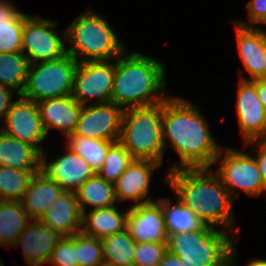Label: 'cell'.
Instances as JSON below:
<instances>
[{"label": "cell", "instance_id": "6da1fadb", "mask_svg": "<svg viewBox=\"0 0 266 266\" xmlns=\"http://www.w3.org/2000/svg\"><path fill=\"white\" fill-rule=\"evenodd\" d=\"M208 122L190 101L169 96L162 102V137L164 150L167 140L180 156V165L173 164L168 171L182 168H211L221 149L213 139Z\"/></svg>", "mask_w": 266, "mask_h": 266}, {"label": "cell", "instance_id": "7a4b0ae2", "mask_svg": "<svg viewBox=\"0 0 266 266\" xmlns=\"http://www.w3.org/2000/svg\"><path fill=\"white\" fill-rule=\"evenodd\" d=\"M212 170V171H211ZM182 168L168 171L166 182L179 201L205 225L232 229L233 199L213 169ZM231 227V228H230Z\"/></svg>", "mask_w": 266, "mask_h": 266}, {"label": "cell", "instance_id": "3957f363", "mask_svg": "<svg viewBox=\"0 0 266 266\" xmlns=\"http://www.w3.org/2000/svg\"><path fill=\"white\" fill-rule=\"evenodd\" d=\"M124 53L116 58L111 103L125 110L166 100L164 65L139 52Z\"/></svg>", "mask_w": 266, "mask_h": 266}, {"label": "cell", "instance_id": "277c9868", "mask_svg": "<svg viewBox=\"0 0 266 266\" xmlns=\"http://www.w3.org/2000/svg\"><path fill=\"white\" fill-rule=\"evenodd\" d=\"M225 230L205 225L198 231L169 234L167 249L192 266H234L236 246Z\"/></svg>", "mask_w": 266, "mask_h": 266}, {"label": "cell", "instance_id": "5b68a950", "mask_svg": "<svg viewBox=\"0 0 266 266\" xmlns=\"http://www.w3.org/2000/svg\"><path fill=\"white\" fill-rule=\"evenodd\" d=\"M64 37L66 43L71 44L66 52L78 62L80 55L84 56L83 62L110 61L125 52L124 45L108 22L90 9L69 25Z\"/></svg>", "mask_w": 266, "mask_h": 266}, {"label": "cell", "instance_id": "8992f818", "mask_svg": "<svg viewBox=\"0 0 266 266\" xmlns=\"http://www.w3.org/2000/svg\"><path fill=\"white\" fill-rule=\"evenodd\" d=\"M119 142L134 159L163 163L162 102L125 109Z\"/></svg>", "mask_w": 266, "mask_h": 266}, {"label": "cell", "instance_id": "52a82bcc", "mask_svg": "<svg viewBox=\"0 0 266 266\" xmlns=\"http://www.w3.org/2000/svg\"><path fill=\"white\" fill-rule=\"evenodd\" d=\"M78 61L70 54L47 62L30 64L24 90L20 96L36 103L72 95Z\"/></svg>", "mask_w": 266, "mask_h": 266}, {"label": "cell", "instance_id": "ba28073f", "mask_svg": "<svg viewBox=\"0 0 266 266\" xmlns=\"http://www.w3.org/2000/svg\"><path fill=\"white\" fill-rule=\"evenodd\" d=\"M225 151V152H224ZM220 149L216 164L221 160L220 167L216 174L222 181V184L229 191L230 196L234 199L237 189L242 190L249 196H259L266 193V185L260 175L254 156L232 148Z\"/></svg>", "mask_w": 266, "mask_h": 266}, {"label": "cell", "instance_id": "9c48e42d", "mask_svg": "<svg viewBox=\"0 0 266 266\" xmlns=\"http://www.w3.org/2000/svg\"><path fill=\"white\" fill-rule=\"evenodd\" d=\"M57 25L56 21L43 19L39 15H24L22 53L30 64L55 60L67 53L65 41L55 31Z\"/></svg>", "mask_w": 266, "mask_h": 266}, {"label": "cell", "instance_id": "30bf717a", "mask_svg": "<svg viewBox=\"0 0 266 266\" xmlns=\"http://www.w3.org/2000/svg\"><path fill=\"white\" fill-rule=\"evenodd\" d=\"M115 63L108 61H79L74 73L72 97L81 105L111 102Z\"/></svg>", "mask_w": 266, "mask_h": 266}, {"label": "cell", "instance_id": "8fae6325", "mask_svg": "<svg viewBox=\"0 0 266 266\" xmlns=\"http://www.w3.org/2000/svg\"><path fill=\"white\" fill-rule=\"evenodd\" d=\"M124 110L114 103L83 105L71 135L118 142Z\"/></svg>", "mask_w": 266, "mask_h": 266}, {"label": "cell", "instance_id": "7c38bea8", "mask_svg": "<svg viewBox=\"0 0 266 266\" xmlns=\"http://www.w3.org/2000/svg\"><path fill=\"white\" fill-rule=\"evenodd\" d=\"M13 101L5 116L6 127L1 129L13 138L35 146L41 153L44 151L37 145L46 138L37 103L18 96ZM38 146V147H37Z\"/></svg>", "mask_w": 266, "mask_h": 266}, {"label": "cell", "instance_id": "4fadbf2b", "mask_svg": "<svg viewBox=\"0 0 266 266\" xmlns=\"http://www.w3.org/2000/svg\"><path fill=\"white\" fill-rule=\"evenodd\" d=\"M239 81L237 115L244 141L266 140V113L260 102L256 86L245 78Z\"/></svg>", "mask_w": 266, "mask_h": 266}, {"label": "cell", "instance_id": "5bb4252c", "mask_svg": "<svg viewBox=\"0 0 266 266\" xmlns=\"http://www.w3.org/2000/svg\"><path fill=\"white\" fill-rule=\"evenodd\" d=\"M126 229L136 243L167 242L164 216L157 200L131 206Z\"/></svg>", "mask_w": 266, "mask_h": 266}, {"label": "cell", "instance_id": "9a60e30c", "mask_svg": "<svg viewBox=\"0 0 266 266\" xmlns=\"http://www.w3.org/2000/svg\"><path fill=\"white\" fill-rule=\"evenodd\" d=\"M66 148L67 153L51 163L46 161L44 152L41 153L40 172L56 181L65 191L76 192L95 171L82 156L68 146Z\"/></svg>", "mask_w": 266, "mask_h": 266}, {"label": "cell", "instance_id": "2e32d148", "mask_svg": "<svg viewBox=\"0 0 266 266\" xmlns=\"http://www.w3.org/2000/svg\"><path fill=\"white\" fill-rule=\"evenodd\" d=\"M161 165L153 160L134 159L114 183L116 200H134L136 205L154 201L150 197L146 199V196L149 194V183L153 170Z\"/></svg>", "mask_w": 266, "mask_h": 266}, {"label": "cell", "instance_id": "e0dca14e", "mask_svg": "<svg viewBox=\"0 0 266 266\" xmlns=\"http://www.w3.org/2000/svg\"><path fill=\"white\" fill-rule=\"evenodd\" d=\"M61 236L40 220L29 222L18 236L14 246L22 245L23 255L28 266H41L48 263L51 253Z\"/></svg>", "mask_w": 266, "mask_h": 266}, {"label": "cell", "instance_id": "ac0fdd59", "mask_svg": "<svg viewBox=\"0 0 266 266\" xmlns=\"http://www.w3.org/2000/svg\"><path fill=\"white\" fill-rule=\"evenodd\" d=\"M37 106L46 133L58 129L67 138L75 131L83 105L69 95L40 101Z\"/></svg>", "mask_w": 266, "mask_h": 266}, {"label": "cell", "instance_id": "d6986e66", "mask_svg": "<svg viewBox=\"0 0 266 266\" xmlns=\"http://www.w3.org/2000/svg\"><path fill=\"white\" fill-rule=\"evenodd\" d=\"M240 59L251 76L250 81L260 79L266 64V32L256 27H236Z\"/></svg>", "mask_w": 266, "mask_h": 266}, {"label": "cell", "instance_id": "ffe728a7", "mask_svg": "<svg viewBox=\"0 0 266 266\" xmlns=\"http://www.w3.org/2000/svg\"><path fill=\"white\" fill-rule=\"evenodd\" d=\"M62 236H72L81 231L82 213L75 192L64 191L39 219Z\"/></svg>", "mask_w": 266, "mask_h": 266}, {"label": "cell", "instance_id": "44dd1931", "mask_svg": "<svg viewBox=\"0 0 266 266\" xmlns=\"http://www.w3.org/2000/svg\"><path fill=\"white\" fill-rule=\"evenodd\" d=\"M64 191L56 181L39 171L33 176L21 202L29 217L39 220Z\"/></svg>", "mask_w": 266, "mask_h": 266}, {"label": "cell", "instance_id": "7402d4cb", "mask_svg": "<svg viewBox=\"0 0 266 266\" xmlns=\"http://www.w3.org/2000/svg\"><path fill=\"white\" fill-rule=\"evenodd\" d=\"M86 213H82L81 227V232L85 235L103 240L126 229L128 210L126 213L119 212L114 205Z\"/></svg>", "mask_w": 266, "mask_h": 266}, {"label": "cell", "instance_id": "603a6c76", "mask_svg": "<svg viewBox=\"0 0 266 266\" xmlns=\"http://www.w3.org/2000/svg\"><path fill=\"white\" fill-rule=\"evenodd\" d=\"M41 152L0 130V166L17 169H40Z\"/></svg>", "mask_w": 266, "mask_h": 266}, {"label": "cell", "instance_id": "cb8c5ba5", "mask_svg": "<svg viewBox=\"0 0 266 266\" xmlns=\"http://www.w3.org/2000/svg\"><path fill=\"white\" fill-rule=\"evenodd\" d=\"M30 221L21 201L0 200V246H13Z\"/></svg>", "mask_w": 266, "mask_h": 266}, {"label": "cell", "instance_id": "d4e9b609", "mask_svg": "<svg viewBox=\"0 0 266 266\" xmlns=\"http://www.w3.org/2000/svg\"><path fill=\"white\" fill-rule=\"evenodd\" d=\"M81 213H85L86 205L92 210L114 206L116 203L114 184L107 182L97 173L88 178L75 192Z\"/></svg>", "mask_w": 266, "mask_h": 266}, {"label": "cell", "instance_id": "484cf974", "mask_svg": "<svg viewBox=\"0 0 266 266\" xmlns=\"http://www.w3.org/2000/svg\"><path fill=\"white\" fill-rule=\"evenodd\" d=\"M161 205L167 234L177 232L188 233L202 229L205 224L202 222L191 209L184 206L179 199L172 206V202L168 199H158Z\"/></svg>", "mask_w": 266, "mask_h": 266}, {"label": "cell", "instance_id": "4316f807", "mask_svg": "<svg viewBox=\"0 0 266 266\" xmlns=\"http://www.w3.org/2000/svg\"><path fill=\"white\" fill-rule=\"evenodd\" d=\"M29 67L30 62L22 52L0 53V85L17 90V96L21 95Z\"/></svg>", "mask_w": 266, "mask_h": 266}, {"label": "cell", "instance_id": "83f0119b", "mask_svg": "<svg viewBox=\"0 0 266 266\" xmlns=\"http://www.w3.org/2000/svg\"><path fill=\"white\" fill-rule=\"evenodd\" d=\"M104 264L110 266H131L134 261L136 242L127 229L102 240Z\"/></svg>", "mask_w": 266, "mask_h": 266}, {"label": "cell", "instance_id": "f1b7e54d", "mask_svg": "<svg viewBox=\"0 0 266 266\" xmlns=\"http://www.w3.org/2000/svg\"><path fill=\"white\" fill-rule=\"evenodd\" d=\"M39 171L0 166V200L22 201L33 176Z\"/></svg>", "mask_w": 266, "mask_h": 266}, {"label": "cell", "instance_id": "f546056e", "mask_svg": "<svg viewBox=\"0 0 266 266\" xmlns=\"http://www.w3.org/2000/svg\"><path fill=\"white\" fill-rule=\"evenodd\" d=\"M67 143L66 146L82 156L96 173L103 165L108 149L114 142L69 135Z\"/></svg>", "mask_w": 266, "mask_h": 266}, {"label": "cell", "instance_id": "4dcf8cb0", "mask_svg": "<svg viewBox=\"0 0 266 266\" xmlns=\"http://www.w3.org/2000/svg\"><path fill=\"white\" fill-rule=\"evenodd\" d=\"M134 160L131 154L118 141L113 143L107 152L103 165L96 172L100 177L110 183H115Z\"/></svg>", "mask_w": 266, "mask_h": 266}, {"label": "cell", "instance_id": "1f68e13d", "mask_svg": "<svg viewBox=\"0 0 266 266\" xmlns=\"http://www.w3.org/2000/svg\"><path fill=\"white\" fill-rule=\"evenodd\" d=\"M77 260L79 266H99L104 264L102 240L77 233Z\"/></svg>", "mask_w": 266, "mask_h": 266}, {"label": "cell", "instance_id": "d6a6232c", "mask_svg": "<svg viewBox=\"0 0 266 266\" xmlns=\"http://www.w3.org/2000/svg\"><path fill=\"white\" fill-rule=\"evenodd\" d=\"M54 266H79L77 260V233L62 236L56 243L48 261Z\"/></svg>", "mask_w": 266, "mask_h": 266}, {"label": "cell", "instance_id": "836d02e7", "mask_svg": "<svg viewBox=\"0 0 266 266\" xmlns=\"http://www.w3.org/2000/svg\"><path fill=\"white\" fill-rule=\"evenodd\" d=\"M24 21H0V53L22 52Z\"/></svg>", "mask_w": 266, "mask_h": 266}, {"label": "cell", "instance_id": "e575fe53", "mask_svg": "<svg viewBox=\"0 0 266 266\" xmlns=\"http://www.w3.org/2000/svg\"><path fill=\"white\" fill-rule=\"evenodd\" d=\"M167 251V242L136 243L133 264L157 266Z\"/></svg>", "mask_w": 266, "mask_h": 266}, {"label": "cell", "instance_id": "d590c367", "mask_svg": "<svg viewBox=\"0 0 266 266\" xmlns=\"http://www.w3.org/2000/svg\"><path fill=\"white\" fill-rule=\"evenodd\" d=\"M247 10L249 12V22L246 25L245 22L236 21L235 25L239 24L245 27H252V23H263L266 19V0H251L247 4Z\"/></svg>", "mask_w": 266, "mask_h": 266}, {"label": "cell", "instance_id": "8d00e7d4", "mask_svg": "<svg viewBox=\"0 0 266 266\" xmlns=\"http://www.w3.org/2000/svg\"><path fill=\"white\" fill-rule=\"evenodd\" d=\"M250 142L252 144L255 145L254 147H256V152L258 157L254 158L257 164V167L259 169L260 175L264 181V184L266 185V140H253V141H249L244 143V145H248V143L250 144Z\"/></svg>", "mask_w": 266, "mask_h": 266}, {"label": "cell", "instance_id": "74e56055", "mask_svg": "<svg viewBox=\"0 0 266 266\" xmlns=\"http://www.w3.org/2000/svg\"><path fill=\"white\" fill-rule=\"evenodd\" d=\"M24 15L10 1L0 0V21H24Z\"/></svg>", "mask_w": 266, "mask_h": 266}, {"label": "cell", "instance_id": "f35d334b", "mask_svg": "<svg viewBox=\"0 0 266 266\" xmlns=\"http://www.w3.org/2000/svg\"><path fill=\"white\" fill-rule=\"evenodd\" d=\"M12 89L0 85V117L1 119L6 116L7 111L12 104V93L10 92Z\"/></svg>", "mask_w": 266, "mask_h": 266}, {"label": "cell", "instance_id": "ab89813d", "mask_svg": "<svg viewBox=\"0 0 266 266\" xmlns=\"http://www.w3.org/2000/svg\"><path fill=\"white\" fill-rule=\"evenodd\" d=\"M157 266H192L188 263L183 262V259L176 256L175 254L167 251Z\"/></svg>", "mask_w": 266, "mask_h": 266}, {"label": "cell", "instance_id": "60d3db41", "mask_svg": "<svg viewBox=\"0 0 266 266\" xmlns=\"http://www.w3.org/2000/svg\"><path fill=\"white\" fill-rule=\"evenodd\" d=\"M256 86V92L260 102L263 104L266 113V82L261 79L251 81Z\"/></svg>", "mask_w": 266, "mask_h": 266}, {"label": "cell", "instance_id": "b9f144b4", "mask_svg": "<svg viewBox=\"0 0 266 266\" xmlns=\"http://www.w3.org/2000/svg\"><path fill=\"white\" fill-rule=\"evenodd\" d=\"M246 266H266V259H253Z\"/></svg>", "mask_w": 266, "mask_h": 266}, {"label": "cell", "instance_id": "7bdbcfd3", "mask_svg": "<svg viewBox=\"0 0 266 266\" xmlns=\"http://www.w3.org/2000/svg\"><path fill=\"white\" fill-rule=\"evenodd\" d=\"M260 79L266 82V64H265L264 74Z\"/></svg>", "mask_w": 266, "mask_h": 266}, {"label": "cell", "instance_id": "ee69618b", "mask_svg": "<svg viewBox=\"0 0 266 266\" xmlns=\"http://www.w3.org/2000/svg\"><path fill=\"white\" fill-rule=\"evenodd\" d=\"M99 266H110V265H107V264H102V265H99Z\"/></svg>", "mask_w": 266, "mask_h": 266}]
</instances>
